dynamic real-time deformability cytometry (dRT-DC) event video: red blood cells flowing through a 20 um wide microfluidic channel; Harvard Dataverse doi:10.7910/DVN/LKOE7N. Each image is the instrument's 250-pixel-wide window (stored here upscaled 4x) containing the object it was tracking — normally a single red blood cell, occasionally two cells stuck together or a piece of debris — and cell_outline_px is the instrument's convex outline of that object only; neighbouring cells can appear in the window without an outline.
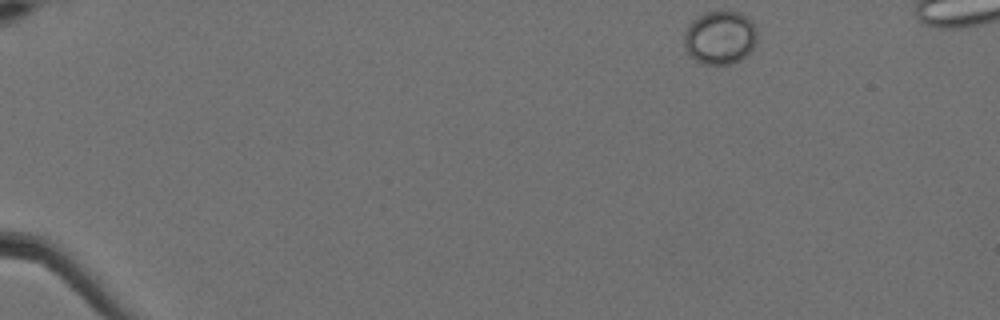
{"species": "Egyptian fruit bat (a non-hibernating species)", "species_latin": "Rousettus aegyptiacus", "temperature_condition": "cold", "stored_images_in_passage": 51, "camera_frame_rate_fps": 3000, "um_per_image_px": 0.085, "animal": {"sex": "female"}, "frame": {"image": 1, "passage_image": 1, "time_ms": 0.0, "image_size_px": [1000, 320], "cell_outline_px": [[756, 44], [740, 60], [732, 64], [704, 64], [696, 60], [684, 48], [684, 32], [688, 24], [696, 16], [704, 12], [740, 12], [752, 20], [756, 28]], "centroid_in_image_um": [61.19, 3.18], "position_along_channel_um": 23.8, "area_um2": 22.83}}
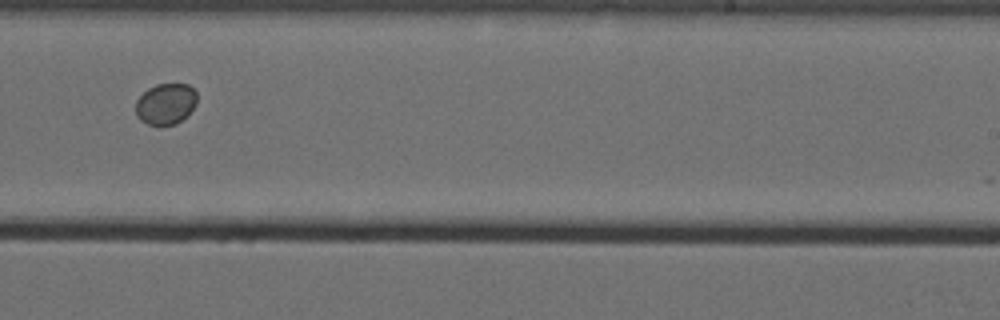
{"frame": {"image": 2, "passage_image": 32, "time_ms": 10.333, "image_size_px": [1000, 320], "cell_outline_px": [[196, 104], [188, 116], [176, 124], [148, 124], [140, 120], [136, 116], [136, 100], [148, 88], [156, 84], [188, 84], [196, 92]], "centroid_in_image_um": [14.09, 8.82], "position_along_channel_um": 274.9, "area_um2": 14.68}}
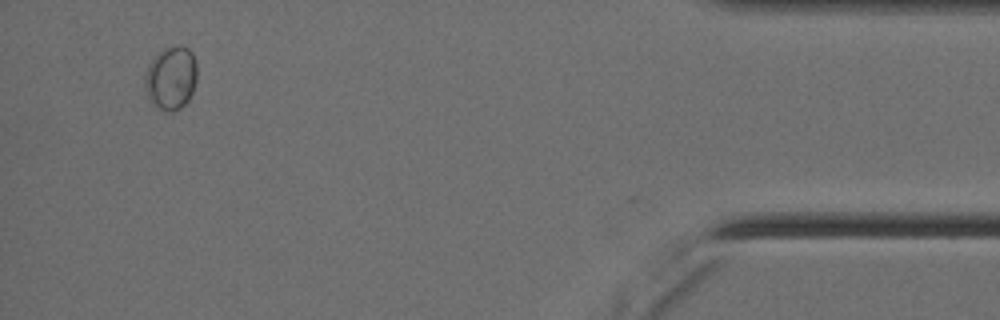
{"frame": {"image": 3, "passage_image": 49, "time_ms": 16.0, "image_size_px": [1000, 320], "cell_outline_px": [[196, 80], [192, 92], [188, 100], [180, 108], [172, 112], [164, 112], [152, 104], [148, 100], [144, 88], [144, 80], [148, 64], [164, 48], [180, 44], [188, 48], [192, 52], [196, 64]], "centroid_in_image_um": [14.51, 6.65], "position_along_channel_um": 420.7, "area_um2": 19.48}}